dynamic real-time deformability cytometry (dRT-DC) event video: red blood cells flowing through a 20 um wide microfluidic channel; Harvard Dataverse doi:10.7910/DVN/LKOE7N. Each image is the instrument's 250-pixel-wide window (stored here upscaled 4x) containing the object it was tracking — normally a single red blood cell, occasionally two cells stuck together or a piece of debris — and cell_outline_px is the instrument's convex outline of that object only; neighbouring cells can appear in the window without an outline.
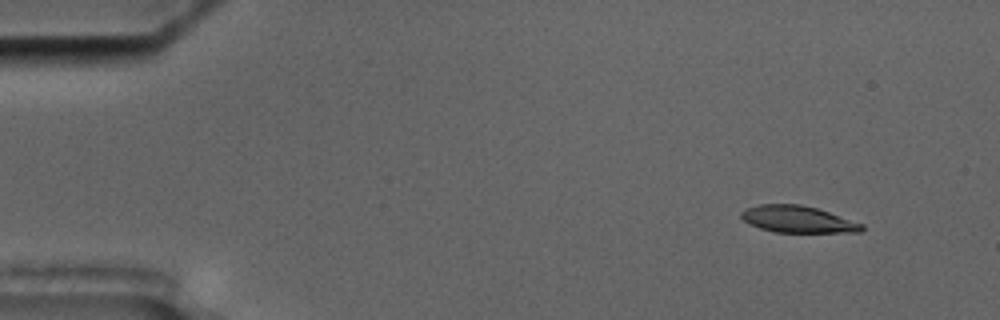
{"species": "common noctule bat (a hibernating species)", "species_latin": "Nyctalus noctula", "temperature_condition": "cold", "stored_images_in_passage": 5, "camera_frame_rate_fps": 3000, "um_per_image_px": 0.085, "animal": {"sex": "male", "body_mass_g": 17.5, "forearm_length_mm": 52.3}, "frame": {"image": 1, "passage_image": 1, "time_ms": 0.0, "image_size_px": [1000, 320], "cell_outline_px": [[864, 228], [860, 232], [776, 232], [760, 228], [744, 220], [740, 216], [740, 212], [744, 208], [760, 204], [800, 204], [816, 208], [864, 224]], "centroid_in_image_um": [67.79, 18.63], "position_along_channel_um": 17.2, "area_um2": 18.67}}
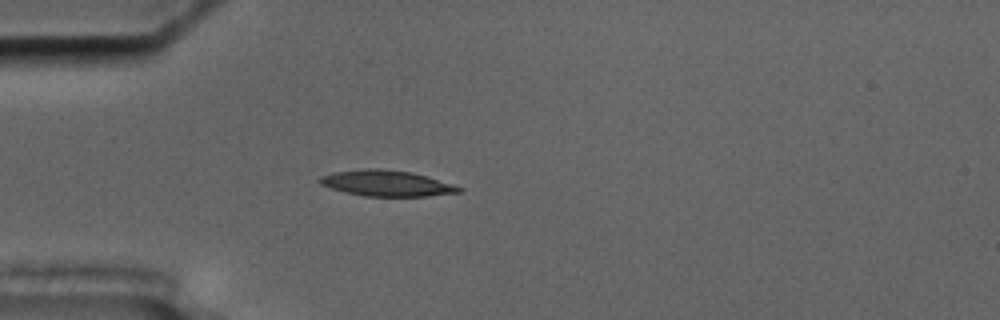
{"frame": {"image": 2, "passage_image": 4, "time_ms": 3.667, "image_size_px": [1000, 320], "cell_outline_px": [[464, 188], [460, 192], [428, 196], [364, 196], [344, 192], [320, 184], [316, 180], [320, 176], [332, 172], [364, 168], [376, 168], [412, 172], [428, 176]], "centroid_in_image_um": [32.83, 15.57], "position_along_channel_um": 52.2, "area_um2": 21.1}}